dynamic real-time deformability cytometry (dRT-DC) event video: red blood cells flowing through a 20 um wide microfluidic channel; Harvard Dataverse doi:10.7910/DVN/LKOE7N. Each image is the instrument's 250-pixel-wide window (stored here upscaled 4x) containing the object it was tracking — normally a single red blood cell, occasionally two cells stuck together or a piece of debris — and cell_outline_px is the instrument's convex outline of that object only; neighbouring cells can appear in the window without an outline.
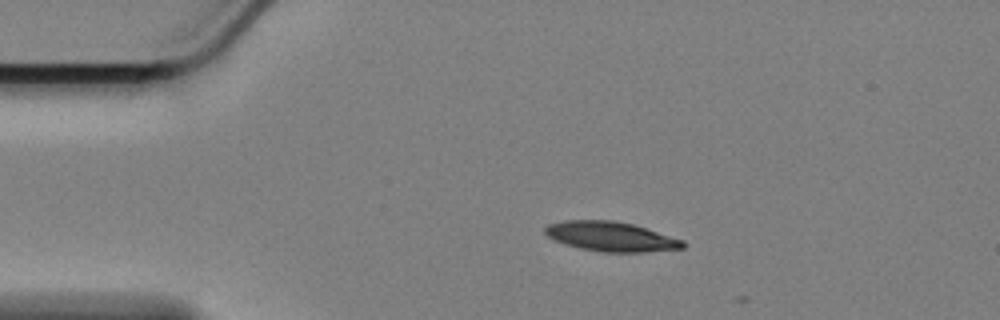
{"species": "Egyptian fruit bat (a non-hibernating species)", "species_latin": "Rousettus aegyptiacus", "temperature_condition": "cold", "stored_images_in_passage": 2, "camera_frame_rate_fps": 3000, "um_per_image_px": 0.085, "animal": {"sex": "female"}, "frame": {"image": 1, "passage_image": 1, "time_ms": 0.0, "image_size_px": [1000, 320], "cell_outline_px": [[684, 248], [644, 252], [600, 252], [580, 248], [564, 244], [552, 240], [544, 232], [544, 228], [548, 224], [564, 220], [612, 220], [632, 224], [684, 240]], "centroid_in_image_um": [51.88, 20.1], "position_along_channel_um": 33.1, "area_um2": 23.81}}